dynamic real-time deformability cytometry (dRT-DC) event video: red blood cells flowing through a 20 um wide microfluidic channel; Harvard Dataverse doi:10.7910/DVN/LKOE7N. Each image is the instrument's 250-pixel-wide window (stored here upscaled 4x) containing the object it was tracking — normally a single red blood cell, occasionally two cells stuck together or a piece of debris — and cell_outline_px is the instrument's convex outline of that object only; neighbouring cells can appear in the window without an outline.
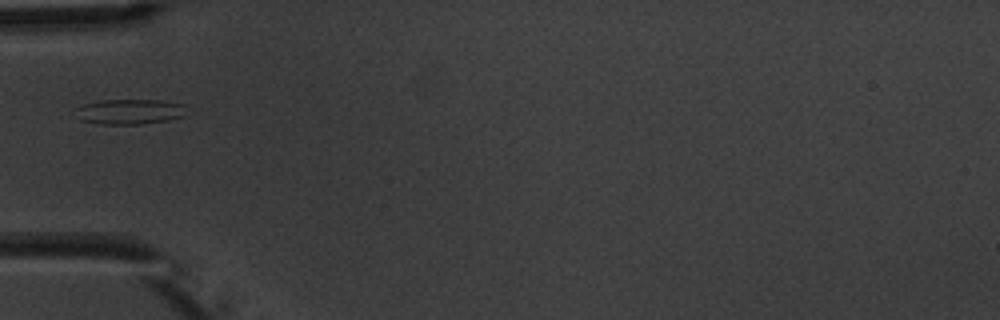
{"species": "common noctule bat (a hibernating species)", "species_latin": "Nyctalus noctula", "temperature_condition": "warm", "stored_images_in_passage": 2, "camera_frame_rate_fps": 3000, "um_per_image_px": 0.085, "animal": {"sex": "male", "body_mass_g": 20.1, "forearm_length_mm": 53.5}, "frame": {"image": 1, "passage_image": 1, "time_ms": 0.0, "image_size_px": [1000, 320], "cell_outline_px": [[184, 116], [168, 120], [140, 124], [100, 124], [80, 120], [72, 108], [84, 104], [104, 100], [164, 100], [184, 104]], "centroid_in_image_um": [10.98, 9.49], "position_along_channel_um": 74.0, "area_um2": 16.36}}